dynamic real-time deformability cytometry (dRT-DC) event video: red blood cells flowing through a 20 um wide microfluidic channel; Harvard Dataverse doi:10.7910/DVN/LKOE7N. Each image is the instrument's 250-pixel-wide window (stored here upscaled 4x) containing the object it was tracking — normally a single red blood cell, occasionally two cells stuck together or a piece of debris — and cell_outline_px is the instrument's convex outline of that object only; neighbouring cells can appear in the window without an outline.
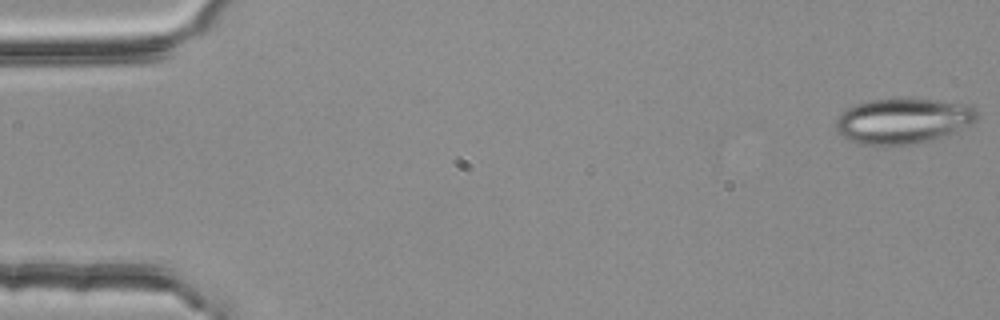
{"species": "common noctule bat (a hibernating species)", "species_latin": "Nyctalus noctula", "temperature_condition": "room temperature", "stored_images_in_passage": 5, "camera_frame_rate_fps": 3000, "um_per_image_px": 0.085, "animal": {"sex": "female", "body_mass_g": 25.1}, "frame": {"image": 1, "passage_image": 1, "time_ms": 0.0, "image_size_px": [1000, 320], "cell_outline_px": [[980, 116], [976, 124], [960, 132], [948, 136], [908, 144], [864, 144], [848, 140], [836, 132], [836, 120], [840, 112], [856, 104], [868, 100], [940, 100], [976, 104]], "centroid_in_image_um": [76.9, 10.27], "position_along_channel_um": 8.1, "area_um2": 37.92}}